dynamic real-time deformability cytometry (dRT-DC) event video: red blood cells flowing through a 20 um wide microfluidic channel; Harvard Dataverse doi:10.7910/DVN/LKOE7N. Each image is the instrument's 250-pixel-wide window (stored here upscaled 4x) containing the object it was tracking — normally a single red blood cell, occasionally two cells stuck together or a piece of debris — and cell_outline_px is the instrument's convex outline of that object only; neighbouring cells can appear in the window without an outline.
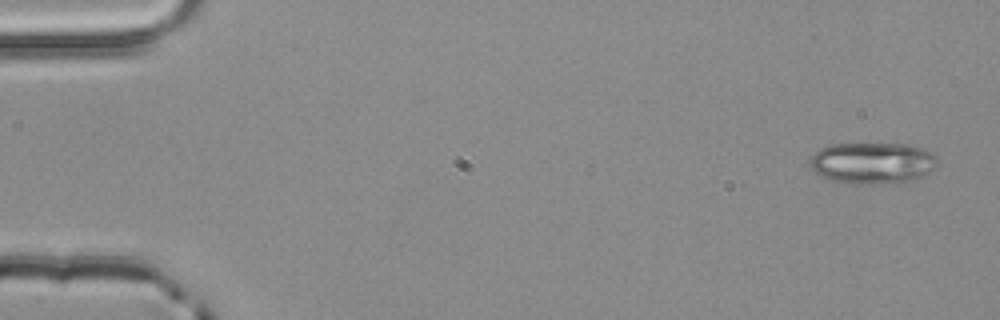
{"species": "common noctule bat (a hibernating species)", "species_latin": "Nyctalus noctula", "temperature_condition": "room temperature", "stored_images_in_passage": 4, "camera_frame_rate_fps": 3000, "um_per_image_px": 0.085, "animal": {"sex": "male", "body_mass_g": 20.4}, "frame": {"image": 1, "passage_image": 1, "time_ms": 0.0, "image_size_px": [1000, 320], "cell_outline_px": [[936, 164], [924, 176], [916, 180], [900, 184], [848, 184], [832, 180], [816, 172], [812, 168], [812, 156], [820, 148], [832, 144], [908, 144], [924, 148], [936, 156]], "centroid_in_image_um": [74.21, 13.87], "position_along_channel_um": 10.8, "area_um2": 30.92}}